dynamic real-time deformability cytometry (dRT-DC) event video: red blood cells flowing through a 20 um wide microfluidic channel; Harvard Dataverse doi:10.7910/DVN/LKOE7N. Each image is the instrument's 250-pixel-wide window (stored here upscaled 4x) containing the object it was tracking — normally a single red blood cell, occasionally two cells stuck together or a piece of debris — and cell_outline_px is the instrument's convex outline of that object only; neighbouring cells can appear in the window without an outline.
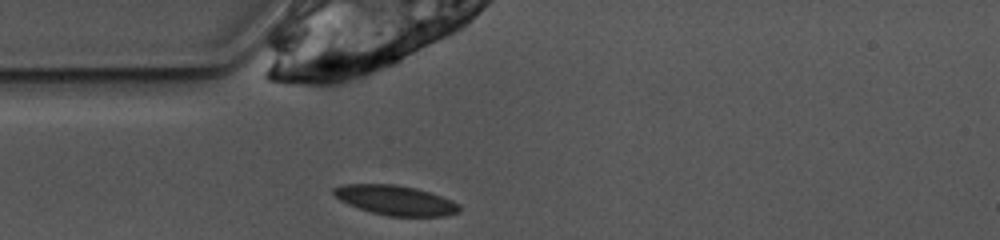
{"species": "common noctule bat (a hibernating species)", "species_latin": "Nyctalus noctula", "temperature_condition": "warm", "stored_images_in_passage": 39, "camera_frame_rate_fps": 3000, "um_per_image_px": 0.085, "animal": {"sex": "female", "body_mass_g": 10.0, "forearm_length_mm": 53.1}, "frame": {"image": 1, "passage_image": 1, "time_ms": 0.0, "image_size_px": [1000, 240], "cell_outline_px": [[460, 212], [444, 216], [388, 216], [372, 212], [348, 204], [340, 200], [332, 192], [332, 188], [344, 184], [396, 184], [416, 188], [452, 200], [460, 204]], "centroid_in_image_um": [33.63, 17.02], "position_along_channel_um": 51.4, "area_um2": 21.68}}
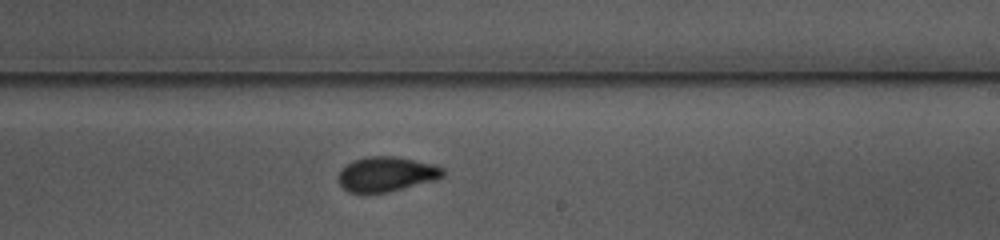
{"frame": {"image": 2, "passage_image": 17, "time_ms": 5.333, "image_size_px": [1000, 240], "cell_outline_px": [[444, 176], [436, 180], [388, 192], [364, 196], [348, 192], [340, 184], [336, 176], [352, 160], [368, 156], [396, 156], [436, 164], [444, 168]], "centroid_in_image_um": [32.84, 14.83], "position_along_channel_um": 256.2, "area_um2": 21.85}}
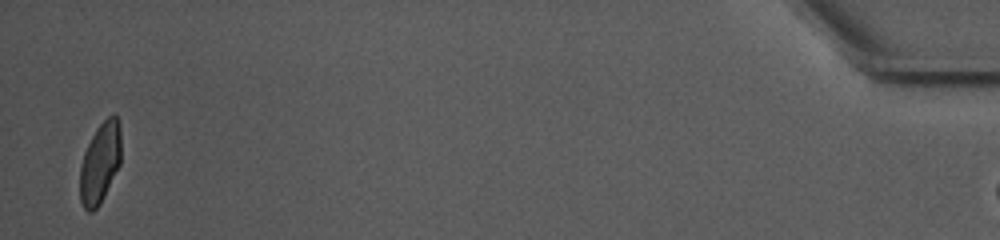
{"frame": {"image": 3, "passage_image": 38, "time_ms": 12.333, "image_size_px": [1000, 240], "cell_outline_px": [[120, 164], [100, 204], [92, 212], [88, 212], [84, 208], [80, 200], [80, 164], [84, 152], [96, 128], [108, 116], [116, 116], [120, 124]], "centroid_in_image_um": [8.49, 13.86], "position_along_channel_um": 426.7, "area_um2": 19.25}, "authors_computed_cell_mechanics": {"area_um2": 21.3282, "velocity_mm_per_s": 3.8649, "shape_relaxation_time_tau1_ms": 5.0316, "shape_relaxation_time_tau2_ms": 1.1606, "deformation_change_tau1": 0.1486, "deformation_change_tau2": 0.0588}}